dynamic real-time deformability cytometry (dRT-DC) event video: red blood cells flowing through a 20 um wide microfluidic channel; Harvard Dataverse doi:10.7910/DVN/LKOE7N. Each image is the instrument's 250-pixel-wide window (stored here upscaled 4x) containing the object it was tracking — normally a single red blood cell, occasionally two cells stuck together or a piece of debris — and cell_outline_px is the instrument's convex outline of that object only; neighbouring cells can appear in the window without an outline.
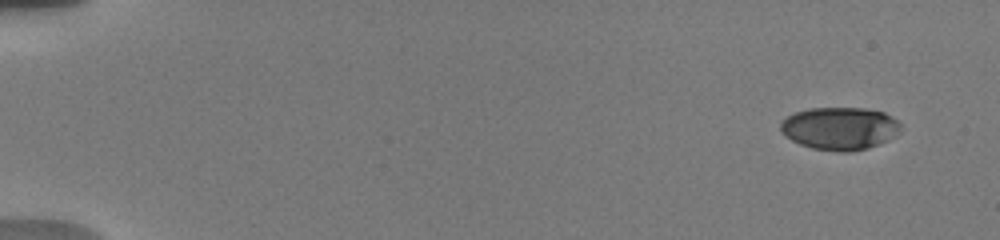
{"species": "human", "species_latin": "Homo sapiens", "temperature_condition": "warm", "stored_images_in_passage": 17, "camera_frame_rate_fps": 3000, "um_per_image_px": 0.085, "donor": {"sex": "male"}, "frame": {"image": 1, "passage_image": 1, "time_ms": 0.0, "image_size_px": [1000, 240], "cell_outline_px": [[900, 128], [888, 140], [868, 148], [848, 152], [840, 152], [812, 148], [800, 144], [792, 140], [780, 132], [780, 120], [796, 112], [808, 108], [864, 108], [884, 112], [896, 120], [900, 124]], "centroid_in_image_um": [71.33, 10.91], "position_along_channel_um": 13.7, "area_um2": 29.77}}
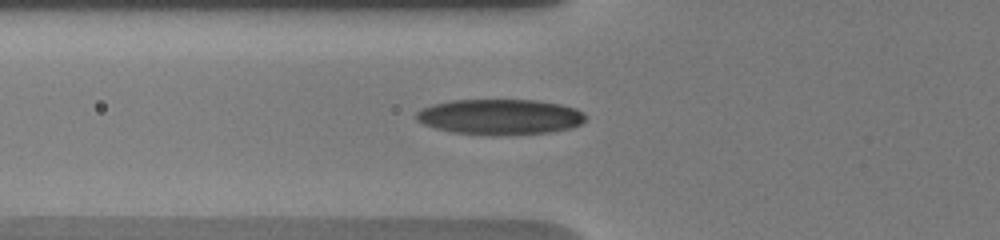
{"frame": {"image": 2, "passage_image": 10, "time_ms": 6.0, "image_size_px": [1000, 240], "cell_outline_px": [[584, 120], [580, 124], [572, 128], [548, 132], [492, 136], [452, 132], [436, 128], [424, 124], [416, 120], [416, 112], [420, 108], [432, 104], [452, 100], [536, 100], [560, 104], [576, 108], [584, 112]], "centroid_in_image_um": [42.47, 9.93], "position_along_channel_um": 83.3, "area_um2": 35.2}}
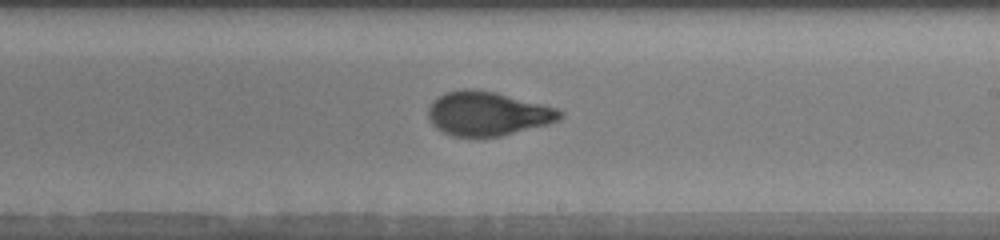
{"frame": {"image": 3, "passage_image": 17, "time_ms": 10.333, "image_size_px": [1000, 240], "cell_outline_px": [[564, 116], [560, 120], [548, 124], [500, 136], [452, 136], [436, 128], [432, 124], [428, 116], [428, 108], [432, 100], [444, 92], [464, 88], [472, 88], [496, 92], [556, 108], [564, 112]], "centroid_in_image_um": [41.43, 9.64], "position_along_channel_um": 247.6, "area_um2": 33.87}}